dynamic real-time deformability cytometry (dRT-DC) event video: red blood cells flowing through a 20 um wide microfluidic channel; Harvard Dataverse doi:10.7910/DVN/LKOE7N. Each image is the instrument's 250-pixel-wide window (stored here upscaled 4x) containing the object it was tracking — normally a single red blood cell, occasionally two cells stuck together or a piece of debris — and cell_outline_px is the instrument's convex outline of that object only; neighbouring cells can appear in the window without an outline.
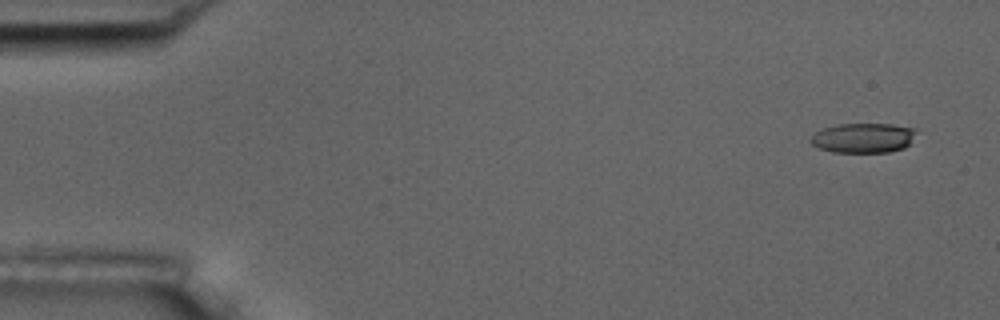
{"species": "common noctule bat (a hibernating species)", "species_latin": "Nyctalus noctula", "temperature_condition": "room temperature", "stored_images_in_passage": 5, "camera_frame_rate_fps": 3000, "um_per_image_px": 0.085, "animal": {"sex": "male", "body_mass_g": 17.5, "forearm_length_mm": 52.3}, "frame": {"image": 1, "passage_image": 1, "time_ms": 0.0, "image_size_px": [1000, 320], "cell_outline_px": [[916, 128], [912, 144], [904, 148], [888, 152], [832, 152], [820, 148], [812, 144], [808, 140], [816, 132], [824, 128], [836, 124], [892, 124]], "centroid_in_image_um": [73.4, 11.72], "position_along_channel_um": 11.6, "area_um2": 18.44}}
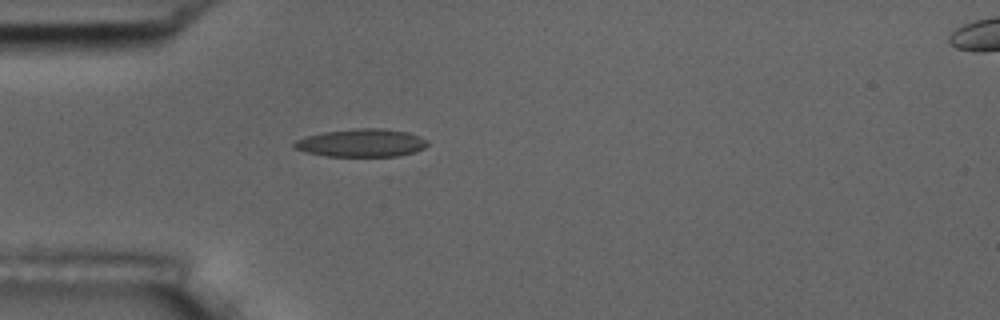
{"frame": {"image": 2, "passage_image": 4, "time_ms": 4.333, "image_size_px": [1000, 320], "cell_outline_px": [[428, 144], [424, 148], [412, 152], [396, 156], [324, 156], [292, 148], [292, 144], [296, 140], [304, 136], [324, 132], [352, 128], [384, 128], [408, 132], [420, 136], [428, 140]], "centroid_in_image_um": [30.7, 12.13], "position_along_channel_um": 54.3, "area_um2": 21.85}}